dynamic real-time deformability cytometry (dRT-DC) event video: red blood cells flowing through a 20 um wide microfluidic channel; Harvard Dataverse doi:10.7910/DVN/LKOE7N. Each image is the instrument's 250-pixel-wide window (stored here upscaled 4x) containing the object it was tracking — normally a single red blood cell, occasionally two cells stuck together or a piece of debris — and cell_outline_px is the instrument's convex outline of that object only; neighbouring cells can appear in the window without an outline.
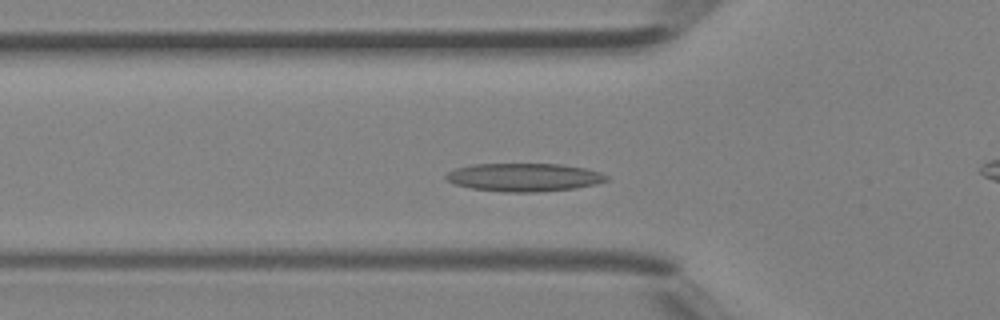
{"species": "Egyptian fruit bat (a non-hibernating species)", "species_latin": "Rousettus aegyptiacus", "temperature_condition": "room temperature", "stored_images_in_passage": 26, "camera_frame_rate_fps": 3000, "um_per_image_px": 0.085, "animal": {"sex": "female"}, "frame": {"image": 1, "passage_image": 5, "time_ms": 1.333, "image_size_px": [1000, 320], "cell_outline_px": [[608, 180], [596, 184], [576, 188], [536, 192], [504, 192], [472, 188], [456, 184], [448, 180], [444, 176], [448, 172], [456, 168], [472, 164], [564, 164], [584, 168], [600, 172], [608, 176]], "centroid_in_image_um": [44.57, 15.06], "position_along_channel_um": 81.2, "area_um2": 26.3}}
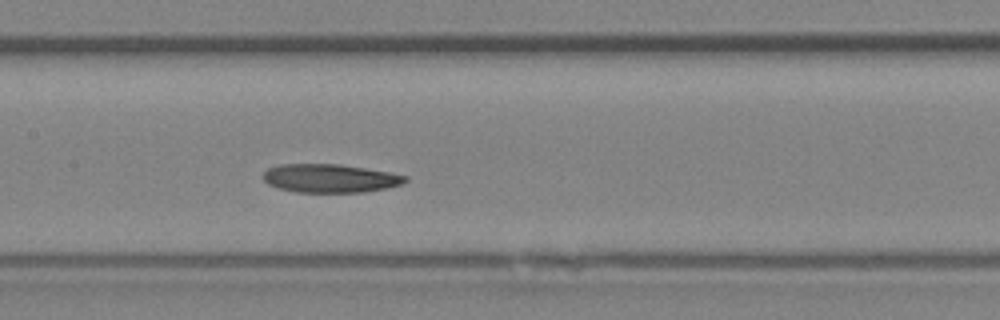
{"frame": {"image": 2, "passage_image": 11, "time_ms": 3.333, "image_size_px": [1000, 320], "cell_outline_px": [[408, 180], [400, 184], [388, 188], [364, 192], [296, 192], [276, 188], [268, 184], [264, 180], [264, 172], [268, 168], [280, 164], [340, 164], [388, 172], [408, 176]], "centroid_in_image_um": [28.04, 15.16], "position_along_channel_um": 179.4, "area_um2": 23.58}}
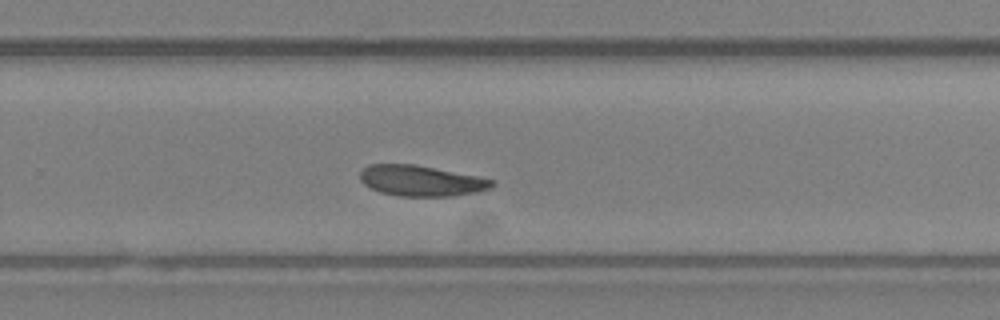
{"frame": {"image": 3, "passage_image": 18, "time_ms": 5.667, "image_size_px": [1000, 320], "cell_outline_px": [[496, 184], [488, 188], [476, 192], [456, 196], [400, 196], [380, 192], [364, 184], [360, 180], [360, 172], [368, 164], [412, 164], [476, 176], [496, 180]], "centroid_in_image_um": [35.79, 15.37], "position_along_channel_um": 294.0, "area_um2": 23.41}}